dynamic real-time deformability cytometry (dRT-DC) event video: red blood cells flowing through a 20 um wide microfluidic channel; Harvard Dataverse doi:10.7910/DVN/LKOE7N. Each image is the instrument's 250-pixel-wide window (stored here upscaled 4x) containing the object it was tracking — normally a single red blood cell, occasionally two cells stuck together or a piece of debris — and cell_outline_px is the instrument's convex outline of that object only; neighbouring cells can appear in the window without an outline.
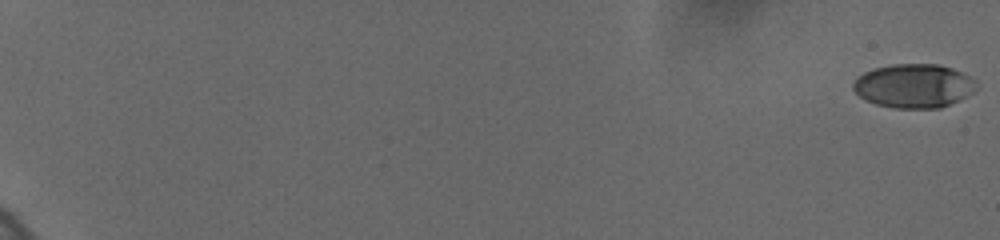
{"species": "human", "species_latin": "Homo sapiens", "temperature_condition": "cold", "stored_images_in_passage": 21, "camera_frame_rate_fps": 3000, "um_per_image_px": 0.085, "donor": {"sex": "female"}, "frame": {"image": 1, "passage_image": 1, "time_ms": 0.0, "image_size_px": [1000, 240], "cell_outline_px": [[976, 80], [972, 92], [940, 108], [892, 108], [876, 104], [860, 96], [852, 88], [852, 84], [864, 72], [876, 68], [892, 64], [940, 64], [952, 68]], "centroid_in_image_um": [77.64, 7.29], "position_along_channel_um": 7.4, "area_um2": 30.98}}
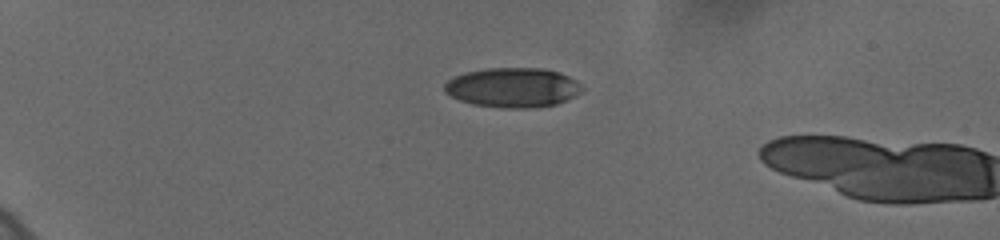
{"frame": {"image": 2, "passage_image": 18, "time_ms": 5.667, "image_size_px": [1000, 240], "cell_outline_px": [[584, 88], [580, 92], [556, 104], [528, 108], [504, 108], [472, 104], [460, 100], [444, 92], [444, 84], [452, 76], [464, 72], [488, 68], [540, 68], [560, 72], [576, 80]], "centroid_in_image_um": [43.55, 7.43], "position_along_channel_um": 41.5, "area_um2": 31.73}}